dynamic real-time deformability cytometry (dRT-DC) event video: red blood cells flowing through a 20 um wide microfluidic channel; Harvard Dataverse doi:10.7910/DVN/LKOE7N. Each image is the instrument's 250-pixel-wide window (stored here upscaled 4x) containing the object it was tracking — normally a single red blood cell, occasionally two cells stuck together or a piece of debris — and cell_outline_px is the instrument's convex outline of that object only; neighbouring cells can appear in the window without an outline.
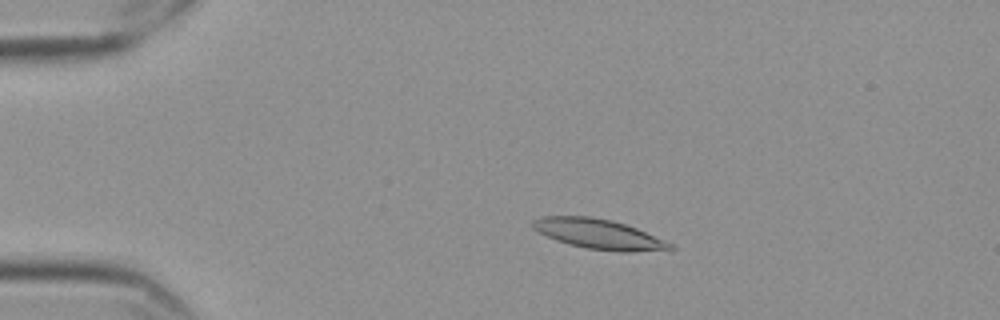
{"species": "Egyptian fruit bat (a non-hibernating species)", "species_latin": "Rousettus aegyptiacus", "temperature_condition": "cold", "stored_images_in_passage": 57, "camera_frame_rate_fps": 3000, "um_per_image_px": 0.085, "frame": {"image": 1, "passage_image": 11, "time_ms": 3.333, "image_size_px": [1000, 320], "cell_outline_px": [[676, 248], [628, 252], [620, 252], [588, 248], [568, 244], [556, 240], [532, 228], [532, 220], [544, 216], [588, 216], [612, 220], [636, 228], [664, 240], [672, 244]], "centroid_in_image_um": [50.86, 19.89], "position_along_channel_um": 34.1, "area_um2": 23.52}}
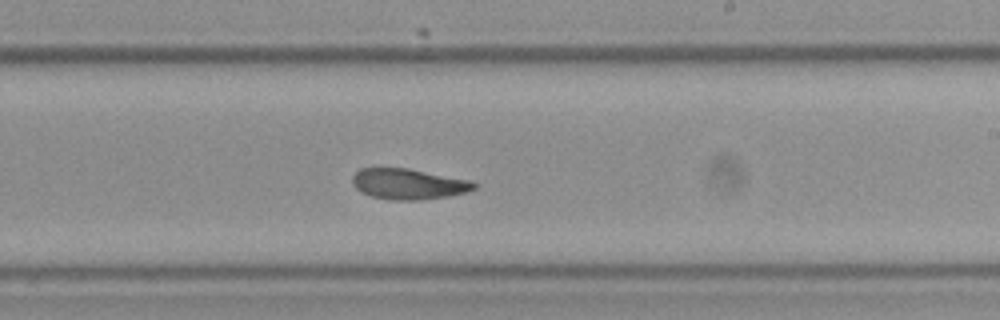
{"frame": {"image": 2, "passage_image": 34, "time_ms": 11.0, "image_size_px": [1000, 320], "cell_outline_px": [[476, 188], [468, 192], [448, 196], [420, 200], [388, 200], [372, 196], [360, 192], [352, 184], [352, 176], [360, 168], [408, 168], [472, 180], [476, 184]], "centroid_in_image_um": [34.72, 15.64], "position_along_channel_um": 254.3, "area_um2": 21.96}}
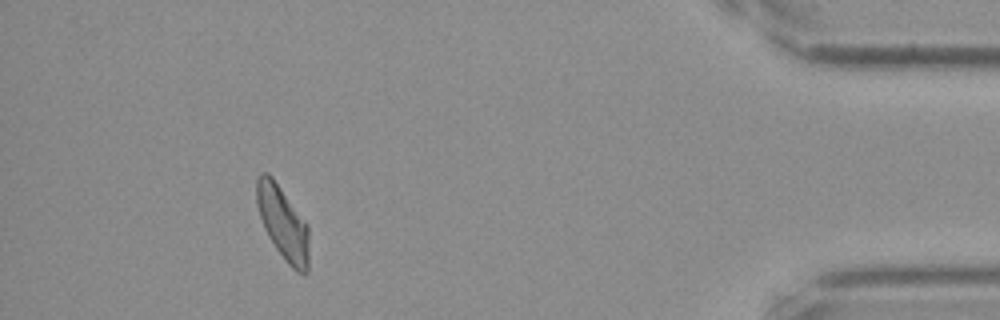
{"frame": {"image": 3, "passage_image": 52, "time_ms": 17.0, "image_size_px": [1000, 320], "cell_outline_px": [[308, 272], [304, 276], [296, 272], [288, 264], [276, 248], [268, 236], [264, 228], [260, 216], [256, 200], [256, 180], [260, 172], [268, 172], [272, 176], [308, 224]], "centroid_in_image_um": [24.05, 18.95], "position_along_channel_um": 411.2, "area_um2": 22.48}, "authors_computed_cell_mechanics": {"area_um2": 22.253, "velocity_mm_per_s": 3.5182, "shape_relaxation_time_tau1_ms": 6.8023, "shape_relaxation_time_tau2_ms": 3.5083, "deformation_change_tau1": 0.2118, "deformation_change_tau2": 0.0989}}